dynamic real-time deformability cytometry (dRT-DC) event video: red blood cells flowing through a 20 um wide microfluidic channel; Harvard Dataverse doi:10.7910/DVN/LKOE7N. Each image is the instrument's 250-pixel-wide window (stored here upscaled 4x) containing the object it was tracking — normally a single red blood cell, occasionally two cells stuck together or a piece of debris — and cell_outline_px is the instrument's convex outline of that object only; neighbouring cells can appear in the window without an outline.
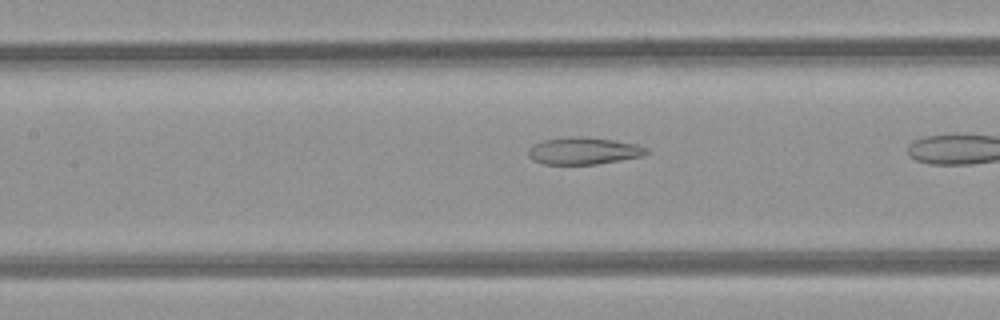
{"species": "common noctule bat (a hibernating species)", "species_latin": "Nyctalus noctula", "temperature_condition": "room temperature", "stored_images_in_passage": 15, "camera_frame_rate_fps": 3000, "um_per_image_px": 0.085, "animal": {"sex": "female", "body_mass_g": 21.9}, "frame": {"image": 1, "passage_image": 11, "time_ms": 3.333, "image_size_px": [1000, 320], "cell_outline_px": [[652, 152], [644, 156], [596, 164], [544, 164], [532, 160], [528, 156], [528, 148], [532, 144], [544, 140], [568, 136], [580, 136], [612, 140], [636, 144]], "centroid_in_image_um": [49.57, 12.82], "position_along_channel_um": 157.8, "area_um2": 18.73}}